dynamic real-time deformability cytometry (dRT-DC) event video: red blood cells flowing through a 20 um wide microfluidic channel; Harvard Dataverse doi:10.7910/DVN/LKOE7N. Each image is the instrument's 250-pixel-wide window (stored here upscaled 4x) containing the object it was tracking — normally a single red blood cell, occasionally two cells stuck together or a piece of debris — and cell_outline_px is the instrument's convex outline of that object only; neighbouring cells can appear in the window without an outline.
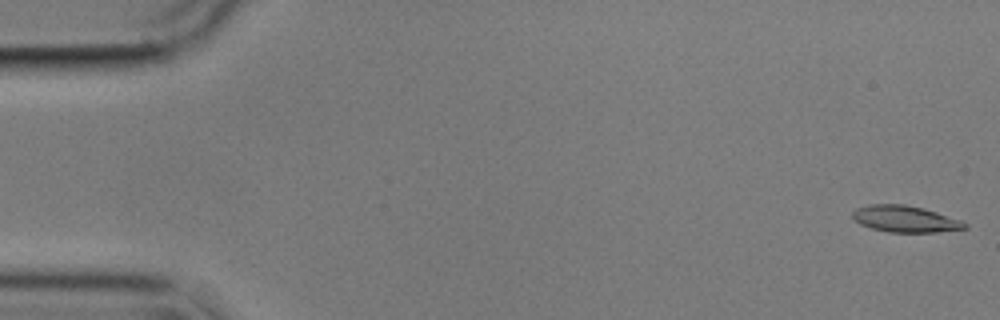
{"species": "common noctule bat (a hibernating species)", "species_latin": "Nyctalus noctula", "temperature_condition": "cold", "stored_images_in_passage": 57, "camera_frame_rate_fps": 3000, "um_per_image_px": 0.085, "animal": {"sex": "male", "body_mass_g": 17.9}, "frame": {"image": 1, "passage_image": 1, "time_ms": 0.0, "image_size_px": [1000, 320], "cell_outline_px": [[968, 228], [936, 232], [888, 232], [872, 228], [860, 224], [852, 220], [852, 212], [856, 208], [868, 204], [904, 204], [924, 208], [960, 220], [968, 224]], "centroid_in_image_um": [76.9, 18.6], "position_along_channel_um": 8.1, "area_um2": 17.4}}
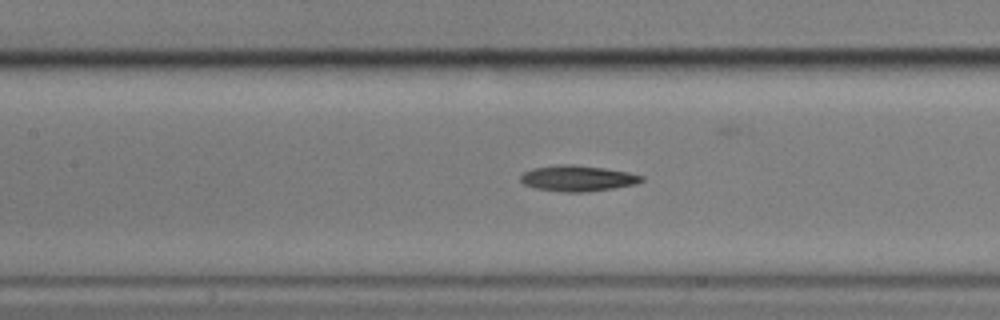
{"frame": {"image": 2, "passage_image": 25, "time_ms": 8.0, "image_size_px": [1000, 320], "cell_outline_px": [[644, 180], [636, 184], [612, 188], [584, 192], [564, 192], [536, 188], [524, 184], [520, 180], [520, 176], [524, 172], [532, 168], [560, 164], [572, 164], [604, 168], [628, 172], [644, 176]], "centroid_in_image_um": [49.1, 15.15], "position_along_channel_um": 158.3, "area_um2": 18.15}}
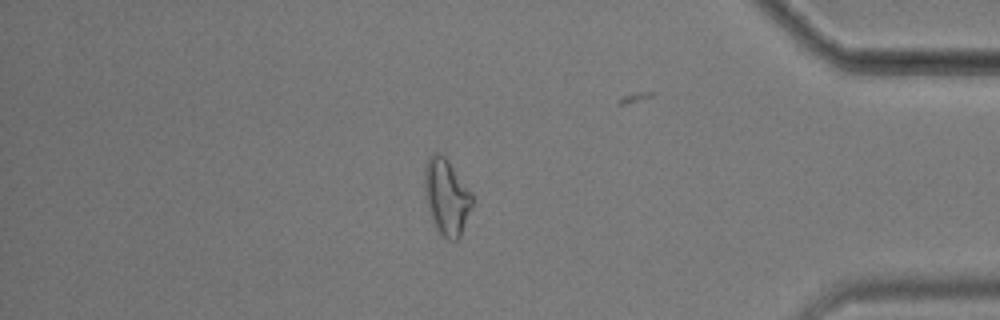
{"frame": {"image": 3, "passage_image": 48, "time_ms": 15.667, "image_size_px": [1000, 320], "cell_outline_px": [[472, 204], [460, 236], [456, 240], [448, 240], [436, 228], [428, 208], [424, 192], [424, 168], [428, 156], [432, 152], [440, 152], [448, 160], [472, 192]], "centroid_in_image_um": [37.93, 16.67], "position_along_channel_um": 397.3, "area_um2": 21.04}}